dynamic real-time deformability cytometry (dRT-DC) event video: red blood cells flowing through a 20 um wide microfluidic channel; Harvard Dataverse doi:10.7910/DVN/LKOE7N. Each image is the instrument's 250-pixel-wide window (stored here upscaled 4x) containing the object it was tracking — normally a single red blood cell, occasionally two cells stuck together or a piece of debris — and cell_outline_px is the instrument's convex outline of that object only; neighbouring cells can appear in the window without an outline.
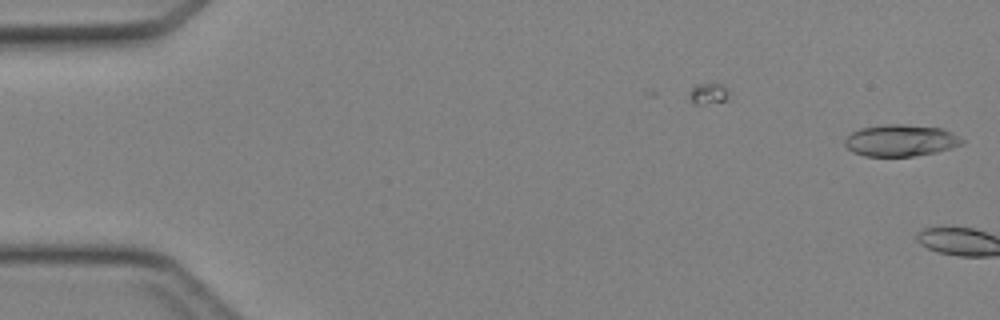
{"species": "Egyptian fruit bat (a non-hibernating species)", "species_latin": "Rousettus aegyptiacus", "temperature_condition": "cold", "stored_images_in_passage": 9, "camera_frame_rate_fps": 3000, "um_per_image_px": 0.085, "animal": {"sex": "female"}, "frame": {"image": 1, "passage_image": 9, "time_ms": 2.667, "image_size_px": [1000, 320], "cell_outline_px": [[964, 144], [952, 148], [936, 152], [912, 156], [864, 156], [852, 152], [844, 144], [844, 140], [852, 132], [860, 128], [884, 124], [904, 124], [940, 128], [952, 132], [964, 140]], "centroid_in_image_um": [76.56, 11.94], "position_along_channel_um": 8.4, "area_um2": 21.73}}